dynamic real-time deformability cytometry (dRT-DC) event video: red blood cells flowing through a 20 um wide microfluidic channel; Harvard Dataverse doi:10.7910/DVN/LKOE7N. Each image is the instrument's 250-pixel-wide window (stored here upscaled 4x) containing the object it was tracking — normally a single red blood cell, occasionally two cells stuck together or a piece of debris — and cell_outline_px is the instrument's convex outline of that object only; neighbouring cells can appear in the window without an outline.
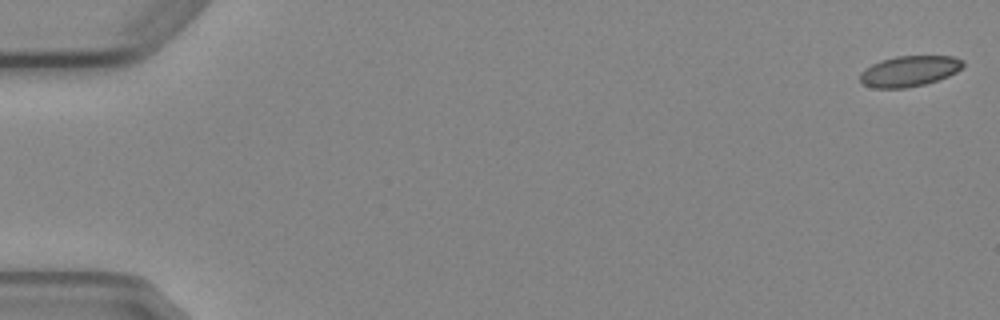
{"species": "Egyptian fruit bat (a non-hibernating species)", "species_latin": "Rousettus aegyptiacus", "temperature_condition": "cold", "stored_images_in_passage": 6, "camera_frame_rate_fps": 3000, "um_per_image_px": 0.085, "animal": {"sex": "female"}, "frame": {"image": 1, "passage_image": 1, "time_ms": 0.0, "image_size_px": [1000, 320], "cell_outline_px": [[964, 68], [948, 76], [924, 84], [904, 88], [872, 88], [864, 84], [860, 80], [860, 72], [864, 68], [880, 60], [896, 56], [952, 56], [964, 60]], "centroid_in_image_um": [77.29, 6.03], "position_along_channel_um": 7.7, "area_um2": 18.5}}
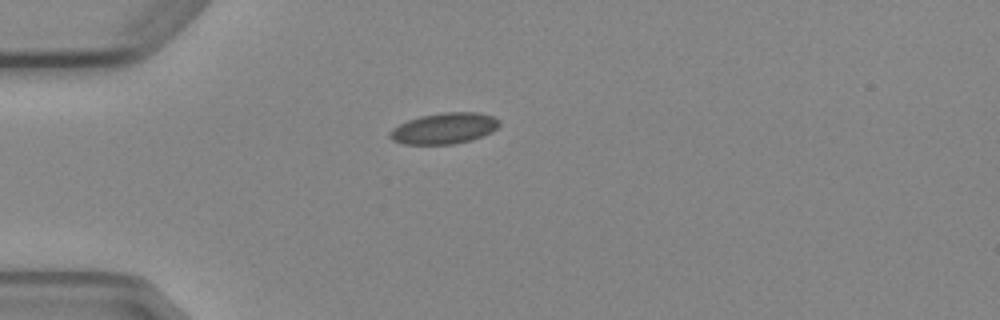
{"frame": {"image": 2, "passage_image": 5, "time_ms": 4.667, "image_size_px": [1000, 320], "cell_outline_px": [[500, 124], [492, 132], [472, 140], [452, 144], [404, 144], [392, 140], [388, 136], [388, 132], [392, 128], [408, 120], [420, 116], [444, 112], [476, 112], [492, 116], [500, 120]], "centroid_in_image_um": [37.74, 10.91], "position_along_channel_um": 47.3, "area_um2": 19.83}}
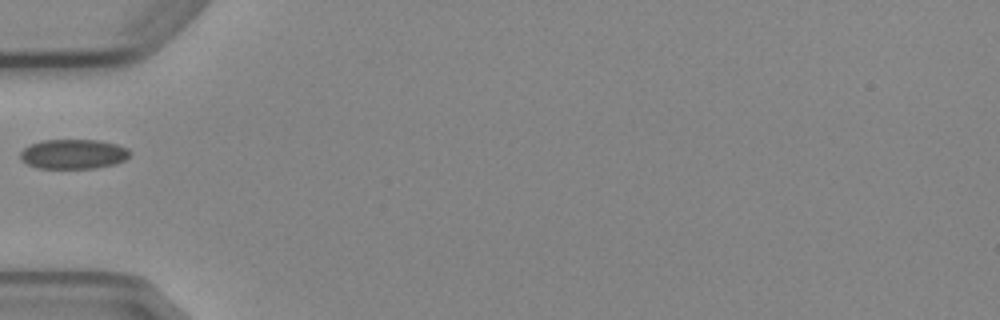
{"frame": {"image": 3, "passage_image": 6, "time_ms": 6.0, "image_size_px": [1000, 320], "cell_outline_px": [[132, 152], [124, 160], [116, 164], [96, 168], [36, 168], [20, 160], [20, 152], [24, 148], [32, 144], [44, 140], [96, 140], [116, 144], [128, 148]], "centroid_in_image_um": [6.24, 13.1], "position_along_channel_um": 78.8, "area_um2": 18.96}}